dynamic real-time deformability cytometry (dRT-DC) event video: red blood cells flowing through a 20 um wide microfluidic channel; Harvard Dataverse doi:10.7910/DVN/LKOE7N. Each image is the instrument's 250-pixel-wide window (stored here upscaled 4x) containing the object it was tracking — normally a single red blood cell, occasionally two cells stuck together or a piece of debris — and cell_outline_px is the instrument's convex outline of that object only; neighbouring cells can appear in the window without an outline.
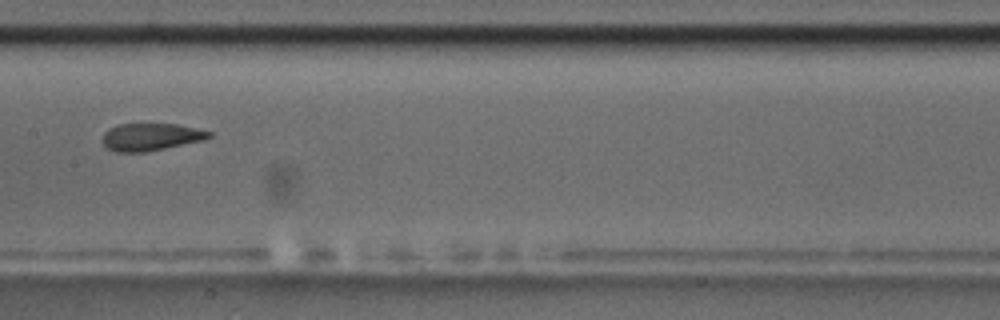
{"species": "common noctule bat (a hibernating species)", "species_latin": "Nyctalus noctula", "temperature_condition": "room temperature", "stored_images_in_passage": 9, "camera_frame_rate_fps": 3000, "um_per_image_px": 0.085, "animal": {"sex": "male", "body_mass_g": 17.5, "forearm_length_mm": 52.3}, "frame": {"image": 1, "passage_image": 8, "time_ms": 8.0, "image_size_px": [1000, 320], "cell_outline_px": [[212, 136], [204, 140], [144, 152], [116, 152], [108, 148], [104, 144], [104, 132], [108, 128], [120, 124], [176, 124], [212, 132]], "centroid_in_image_um": [12.82, 11.63], "position_along_channel_um": 194.6, "area_um2": 16.76}}
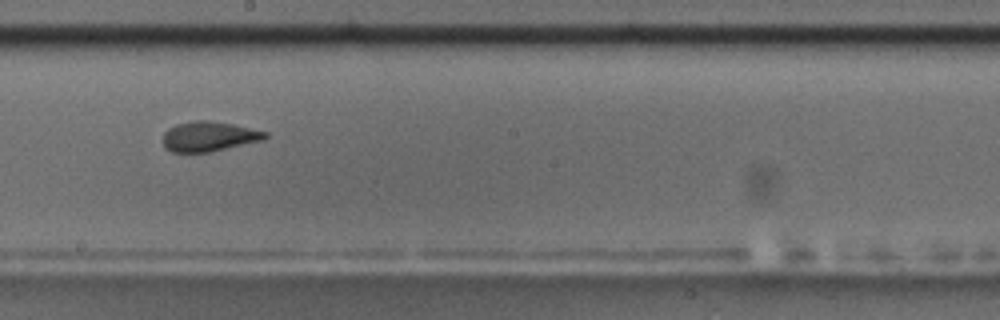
{"frame": {"image": 2, "passage_image": 9, "time_ms": 9.0, "image_size_px": [1000, 320], "cell_outline_px": [[268, 136], [264, 140], [212, 152], [172, 152], [164, 148], [160, 140], [164, 132], [168, 128], [176, 124], [196, 120], [208, 120], [232, 124], [268, 132]], "centroid_in_image_um": [17.72, 11.61], "position_along_channel_um": 230.5, "area_um2": 18.15}}